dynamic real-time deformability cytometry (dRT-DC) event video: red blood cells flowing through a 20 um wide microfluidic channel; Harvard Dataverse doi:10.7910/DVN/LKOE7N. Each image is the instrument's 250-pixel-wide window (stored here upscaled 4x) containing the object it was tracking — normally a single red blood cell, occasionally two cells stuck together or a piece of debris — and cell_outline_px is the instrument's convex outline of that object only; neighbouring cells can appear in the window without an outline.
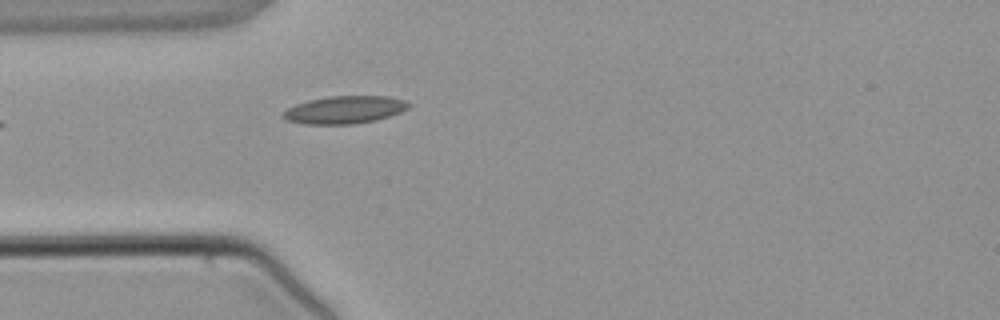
{"species": "common noctule bat (a hibernating species)", "species_latin": "Nyctalus noctula", "temperature_condition": "warm", "stored_images_in_passage": 3, "camera_frame_rate_fps": 3000, "um_per_image_px": 0.085, "animal": {"sex": "male", "body_mass_g": 21.5, "forearm_length_mm": 52.0}, "frame": {"image": 1, "passage_image": 3, "time_ms": 2.333, "image_size_px": [1000, 320], "cell_outline_px": [[412, 104], [408, 108], [400, 112], [376, 120], [352, 124], [304, 124], [288, 120], [280, 116], [288, 108], [296, 104], [308, 100], [328, 96], [388, 96], [408, 100]], "centroid_in_image_um": [29.32, 9.32], "position_along_channel_um": 55.7, "area_um2": 20.29}}